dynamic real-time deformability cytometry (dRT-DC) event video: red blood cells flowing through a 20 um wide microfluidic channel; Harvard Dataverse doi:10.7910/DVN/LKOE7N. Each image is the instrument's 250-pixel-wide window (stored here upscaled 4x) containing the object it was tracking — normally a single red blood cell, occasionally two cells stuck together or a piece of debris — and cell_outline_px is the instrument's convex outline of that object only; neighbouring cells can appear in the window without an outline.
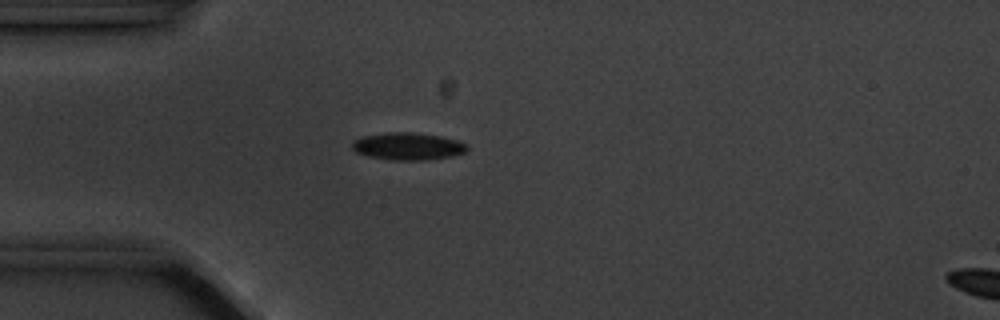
{"species": "common noctule bat (a hibernating species)", "species_latin": "Nyctalus noctula", "temperature_condition": "cold", "stored_images_in_passage": 3, "camera_frame_rate_fps": 3000, "um_per_image_px": 0.085, "animal": {"sex": "male", "body_mass_g": 20.1, "forearm_length_mm": 53.5}, "frame": {"image": 1, "passage_image": 2, "time_ms": 2.333, "image_size_px": [1000, 320], "cell_outline_px": [[468, 148], [464, 152], [452, 156], [424, 160], [392, 160], [368, 156], [356, 152], [352, 148], [352, 140], [360, 136], [388, 132], [412, 132], [440, 136], [456, 140], [468, 144]], "centroid_in_image_um": [34.63, 12.43], "position_along_channel_um": 50.4, "area_um2": 18.38}}